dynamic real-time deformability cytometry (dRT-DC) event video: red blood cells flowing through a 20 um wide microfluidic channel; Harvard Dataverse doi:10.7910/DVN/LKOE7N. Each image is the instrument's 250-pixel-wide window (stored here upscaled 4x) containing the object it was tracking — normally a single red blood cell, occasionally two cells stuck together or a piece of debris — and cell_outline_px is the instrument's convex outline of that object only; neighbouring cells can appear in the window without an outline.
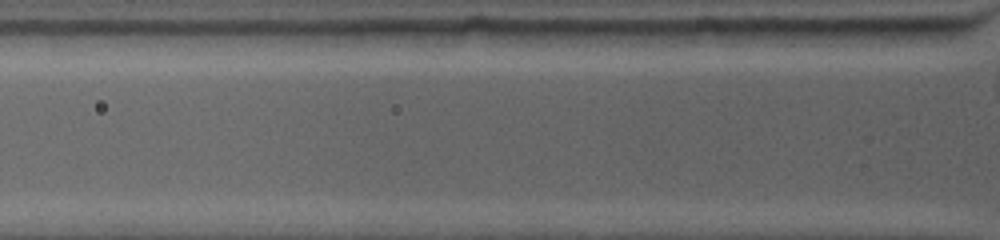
{"species": "common noctule bat (a hibernating species)", "species_latin": "Nyctalus noctula", "temperature_condition": "warm", "stored_images_in_passage": 2, "camera_frame_rate_fps": 4500, "um_per_image_px": 0.085, "animal": {"sex": "female", "body_mass_g": 19.0, "forearm_length_mm": 53.3}, "frame": {"image": 1, "passage_image": 2, "time_ms": 0.444, "image_size_px": [1000, 240], "cell_outline_px": [[956, 36], [924, 44], [828, 44], [820, 32], [820, 28], [948, 28], [956, 32]], "centroid_in_image_um": [75.26, 3.03], "position_along_channel_um": 50.5, "area_um2": 14.33}}